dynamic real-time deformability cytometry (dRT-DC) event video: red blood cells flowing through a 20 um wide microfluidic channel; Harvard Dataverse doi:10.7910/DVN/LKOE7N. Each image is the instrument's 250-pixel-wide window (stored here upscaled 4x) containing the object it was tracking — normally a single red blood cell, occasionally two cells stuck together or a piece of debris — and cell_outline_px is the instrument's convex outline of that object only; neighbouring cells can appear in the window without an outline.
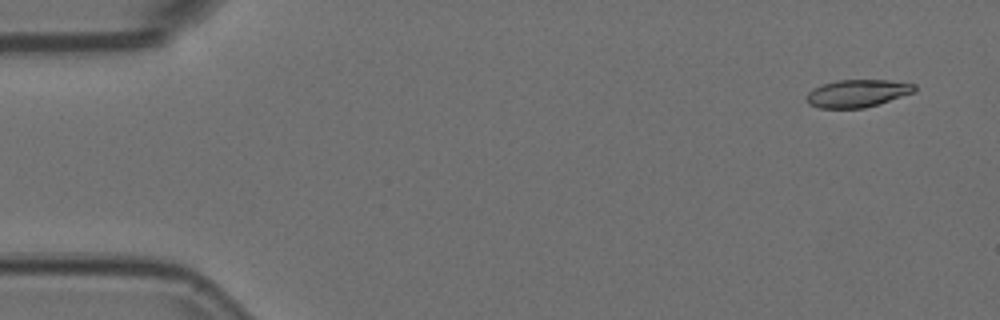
{"species": "Egyptian fruit bat (a non-hibernating species)", "species_latin": "Rousettus aegyptiacus", "temperature_condition": "room temperature", "stored_images_in_passage": 5, "camera_frame_rate_fps": 3000, "um_per_image_px": 0.085, "animal": {"sex": "female"}, "frame": {"image": 1, "passage_image": 1, "time_ms": 0.0, "image_size_px": [1000, 320], "cell_outline_px": [[916, 92], [864, 108], [820, 108], [808, 104], [808, 92], [812, 88], [836, 80], [888, 80], [916, 84]], "centroid_in_image_um": [72.9, 7.93], "position_along_channel_um": 12.1, "area_um2": 17.28}}